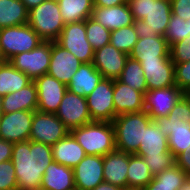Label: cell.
Listing matches in <instances>:
<instances>
[{
    "label": "cell",
    "mask_w": 190,
    "mask_h": 190,
    "mask_svg": "<svg viewBox=\"0 0 190 190\" xmlns=\"http://www.w3.org/2000/svg\"><path fill=\"white\" fill-rule=\"evenodd\" d=\"M28 24V10L21 0H0V29Z\"/></svg>",
    "instance_id": "cell-30"
},
{
    "label": "cell",
    "mask_w": 190,
    "mask_h": 190,
    "mask_svg": "<svg viewBox=\"0 0 190 190\" xmlns=\"http://www.w3.org/2000/svg\"><path fill=\"white\" fill-rule=\"evenodd\" d=\"M37 88L38 108L43 113H56L66 93L67 85L51 75L44 74L34 80Z\"/></svg>",
    "instance_id": "cell-13"
},
{
    "label": "cell",
    "mask_w": 190,
    "mask_h": 190,
    "mask_svg": "<svg viewBox=\"0 0 190 190\" xmlns=\"http://www.w3.org/2000/svg\"><path fill=\"white\" fill-rule=\"evenodd\" d=\"M11 161L15 167L18 190L41 188L45 170L54 161L52 146L30 140L13 143Z\"/></svg>",
    "instance_id": "cell-1"
},
{
    "label": "cell",
    "mask_w": 190,
    "mask_h": 190,
    "mask_svg": "<svg viewBox=\"0 0 190 190\" xmlns=\"http://www.w3.org/2000/svg\"><path fill=\"white\" fill-rule=\"evenodd\" d=\"M92 190H123V188L104 181Z\"/></svg>",
    "instance_id": "cell-47"
},
{
    "label": "cell",
    "mask_w": 190,
    "mask_h": 190,
    "mask_svg": "<svg viewBox=\"0 0 190 190\" xmlns=\"http://www.w3.org/2000/svg\"><path fill=\"white\" fill-rule=\"evenodd\" d=\"M145 95L118 79L113 80V102L115 117L126 113H138L144 111Z\"/></svg>",
    "instance_id": "cell-20"
},
{
    "label": "cell",
    "mask_w": 190,
    "mask_h": 190,
    "mask_svg": "<svg viewBox=\"0 0 190 190\" xmlns=\"http://www.w3.org/2000/svg\"><path fill=\"white\" fill-rule=\"evenodd\" d=\"M103 79L102 74L91 63H82L71 77L67 89L82 97H87Z\"/></svg>",
    "instance_id": "cell-25"
},
{
    "label": "cell",
    "mask_w": 190,
    "mask_h": 190,
    "mask_svg": "<svg viewBox=\"0 0 190 190\" xmlns=\"http://www.w3.org/2000/svg\"><path fill=\"white\" fill-rule=\"evenodd\" d=\"M184 96L190 101V88L184 92Z\"/></svg>",
    "instance_id": "cell-50"
},
{
    "label": "cell",
    "mask_w": 190,
    "mask_h": 190,
    "mask_svg": "<svg viewBox=\"0 0 190 190\" xmlns=\"http://www.w3.org/2000/svg\"><path fill=\"white\" fill-rule=\"evenodd\" d=\"M129 0H93L94 6L113 7L123 3H128Z\"/></svg>",
    "instance_id": "cell-46"
},
{
    "label": "cell",
    "mask_w": 190,
    "mask_h": 190,
    "mask_svg": "<svg viewBox=\"0 0 190 190\" xmlns=\"http://www.w3.org/2000/svg\"><path fill=\"white\" fill-rule=\"evenodd\" d=\"M86 37L93 50L96 51L110 43L111 31L89 17L86 19Z\"/></svg>",
    "instance_id": "cell-36"
},
{
    "label": "cell",
    "mask_w": 190,
    "mask_h": 190,
    "mask_svg": "<svg viewBox=\"0 0 190 190\" xmlns=\"http://www.w3.org/2000/svg\"><path fill=\"white\" fill-rule=\"evenodd\" d=\"M91 18L110 31L134 24L129 3L113 7L94 6Z\"/></svg>",
    "instance_id": "cell-21"
},
{
    "label": "cell",
    "mask_w": 190,
    "mask_h": 190,
    "mask_svg": "<svg viewBox=\"0 0 190 190\" xmlns=\"http://www.w3.org/2000/svg\"><path fill=\"white\" fill-rule=\"evenodd\" d=\"M56 42L74 54L82 63L93 61L95 51L86 37V20L66 23Z\"/></svg>",
    "instance_id": "cell-8"
},
{
    "label": "cell",
    "mask_w": 190,
    "mask_h": 190,
    "mask_svg": "<svg viewBox=\"0 0 190 190\" xmlns=\"http://www.w3.org/2000/svg\"><path fill=\"white\" fill-rule=\"evenodd\" d=\"M55 114L69 131L93 122L86 97L79 96L69 90L64 94Z\"/></svg>",
    "instance_id": "cell-11"
},
{
    "label": "cell",
    "mask_w": 190,
    "mask_h": 190,
    "mask_svg": "<svg viewBox=\"0 0 190 190\" xmlns=\"http://www.w3.org/2000/svg\"><path fill=\"white\" fill-rule=\"evenodd\" d=\"M44 40L29 24L0 29V56L9 61L19 53L35 49Z\"/></svg>",
    "instance_id": "cell-6"
},
{
    "label": "cell",
    "mask_w": 190,
    "mask_h": 190,
    "mask_svg": "<svg viewBox=\"0 0 190 190\" xmlns=\"http://www.w3.org/2000/svg\"><path fill=\"white\" fill-rule=\"evenodd\" d=\"M167 116L190 124V101L183 95Z\"/></svg>",
    "instance_id": "cell-42"
},
{
    "label": "cell",
    "mask_w": 190,
    "mask_h": 190,
    "mask_svg": "<svg viewBox=\"0 0 190 190\" xmlns=\"http://www.w3.org/2000/svg\"><path fill=\"white\" fill-rule=\"evenodd\" d=\"M81 64L82 62L74 54L64 49L56 41H51L49 75L68 85Z\"/></svg>",
    "instance_id": "cell-17"
},
{
    "label": "cell",
    "mask_w": 190,
    "mask_h": 190,
    "mask_svg": "<svg viewBox=\"0 0 190 190\" xmlns=\"http://www.w3.org/2000/svg\"><path fill=\"white\" fill-rule=\"evenodd\" d=\"M63 22L85 21L91 17L94 8L93 0H58Z\"/></svg>",
    "instance_id": "cell-31"
},
{
    "label": "cell",
    "mask_w": 190,
    "mask_h": 190,
    "mask_svg": "<svg viewBox=\"0 0 190 190\" xmlns=\"http://www.w3.org/2000/svg\"><path fill=\"white\" fill-rule=\"evenodd\" d=\"M5 62V60L0 56V67Z\"/></svg>",
    "instance_id": "cell-52"
},
{
    "label": "cell",
    "mask_w": 190,
    "mask_h": 190,
    "mask_svg": "<svg viewBox=\"0 0 190 190\" xmlns=\"http://www.w3.org/2000/svg\"><path fill=\"white\" fill-rule=\"evenodd\" d=\"M180 190H190V178Z\"/></svg>",
    "instance_id": "cell-49"
},
{
    "label": "cell",
    "mask_w": 190,
    "mask_h": 190,
    "mask_svg": "<svg viewBox=\"0 0 190 190\" xmlns=\"http://www.w3.org/2000/svg\"><path fill=\"white\" fill-rule=\"evenodd\" d=\"M13 143L0 138V163L11 160Z\"/></svg>",
    "instance_id": "cell-45"
},
{
    "label": "cell",
    "mask_w": 190,
    "mask_h": 190,
    "mask_svg": "<svg viewBox=\"0 0 190 190\" xmlns=\"http://www.w3.org/2000/svg\"><path fill=\"white\" fill-rule=\"evenodd\" d=\"M34 111H15L0 116V138L16 143L29 140Z\"/></svg>",
    "instance_id": "cell-12"
},
{
    "label": "cell",
    "mask_w": 190,
    "mask_h": 190,
    "mask_svg": "<svg viewBox=\"0 0 190 190\" xmlns=\"http://www.w3.org/2000/svg\"><path fill=\"white\" fill-rule=\"evenodd\" d=\"M41 188L45 190H76L73 168L52 161L45 170Z\"/></svg>",
    "instance_id": "cell-24"
},
{
    "label": "cell",
    "mask_w": 190,
    "mask_h": 190,
    "mask_svg": "<svg viewBox=\"0 0 190 190\" xmlns=\"http://www.w3.org/2000/svg\"><path fill=\"white\" fill-rule=\"evenodd\" d=\"M118 80L124 84H127L131 88L142 92L144 95L148 91L147 82L144 77V71L141 63L130 56L126 60L124 69Z\"/></svg>",
    "instance_id": "cell-34"
},
{
    "label": "cell",
    "mask_w": 190,
    "mask_h": 190,
    "mask_svg": "<svg viewBox=\"0 0 190 190\" xmlns=\"http://www.w3.org/2000/svg\"><path fill=\"white\" fill-rule=\"evenodd\" d=\"M175 164L190 177V146L175 158Z\"/></svg>",
    "instance_id": "cell-44"
},
{
    "label": "cell",
    "mask_w": 190,
    "mask_h": 190,
    "mask_svg": "<svg viewBox=\"0 0 190 190\" xmlns=\"http://www.w3.org/2000/svg\"><path fill=\"white\" fill-rule=\"evenodd\" d=\"M169 55L173 63L190 61V35L170 46Z\"/></svg>",
    "instance_id": "cell-40"
},
{
    "label": "cell",
    "mask_w": 190,
    "mask_h": 190,
    "mask_svg": "<svg viewBox=\"0 0 190 190\" xmlns=\"http://www.w3.org/2000/svg\"><path fill=\"white\" fill-rule=\"evenodd\" d=\"M31 81L25 73L5 61L0 67V97L22 89Z\"/></svg>",
    "instance_id": "cell-32"
},
{
    "label": "cell",
    "mask_w": 190,
    "mask_h": 190,
    "mask_svg": "<svg viewBox=\"0 0 190 190\" xmlns=\"http://www.w3.org/2000/svg\"><path fill=\"white\" fill-rule=\"evenodd\" d=\"M138 61L144 71L148 91L175 86L174 63L170 57Z\"/></svg>",
    "instance_id": "cell-14"
},
{
    "label": "cell",
    "mask_w": 190,
    "mask_h": 190,
    "mask_svg": "<svg viewBox=\"0 0 190 190\" xmlns=\"http://www.w3.org/2000/svg\"><path fill=\"white\" fill-rule=\"evenodd\" d=\"M51 58V41H43L35 49L12 57L9 62L32 81L47 74Z\"/></svg>",
    "instance_id": "cell-7"
},
{
    "label": "cell",
    "mask_w": 190,
    "mask_h": 190,
    "mask_svg": "<svg viewBox=\"0 0 190 190\" xmlns=\"http://www.w3.org/2000/svg\"><path fill=\"white\" fill-rule=\"evenodd\" d=\"M184 93L175 85L147 91L144 98V111L152 120L167 116Z\"/></svg>",
    "instance_id": "cell-15"
},
{
    "label": "cell",
    "mask_w": 190,
    "mask_h": 190,
    "mask_svg": "<svg viewBox=\"0 0 190 190\" xmlns=\"http://www.w3.org/2000/svg\"><path fill=\"white\" fill-rule=\"evenodd\" d=\"M189 176L176 164L154 176L144 190H180Z\"/></svg>",
    "instance_id": "cell-29"
},
{
    "label": "cell",
    "mask_w": 190,
    "mask_h": 190,
    "mask_svg": "<svg viewBox=\"0 0 190 190\" xmlns=\"http://www.w3.org/2000/svg\"><path fill=\"white\" fill-rule=\"evenodd\" d=\"M28 24L44 41H56L65 26L58 2L46 0L29 10Z\"/></svg>",
    "instance_id": "cell-5"
},
{
    "label": "cell",
    "mask_w": 190,
    "mask_h": 190,
    "mask_svg": "<svg viewBox=\"0 0 190 190\" xmlns=\"http://www.w3.org/2000/svg\"><path fill=\"white\" fill-rule=\"evenodd\" d=\"M73 171L76 190H92L104 182L103 156L86 155Z\"/></svg>",
    "instance_id": "cell-18"
},
{
    "label": "cell",
    "mask_w": 190,
    "mask_h": 190,
    "mask_svg": "<svg viewBox=\"0 0 190 190\" xmlns=\"http://www.w3.org/2000/svg\"><path fill=\"white\" fill-rule=\"evenodd\" d=\"M168 140L153 120L144 130L143 142L135 153L140 157L159 156L168 153Z\"/></svg>",
    "instance_id": "cell-28"
},
{
    "label": "cell",
    "mask_w": 190,
    "mask_h": 190,
    "mask_svg": "<svg viewBox=\"0 0 190 190\" xmlns=\"http://www.w3.org/2000/svg\"><path fill=\"white\" fill-rule=\"evenodd\" d=\"M160 131L167 136L169 151L176 158L190 146V124L168 116L154 119Z\"/></svg>",
    "instance_id": "cell-16"
},
{
    "label": "cell",
    "mask_w": 190,
    "mask_h": 190,
    "mask_svg": "<svg viewBox=\"0 0 190 190\" xmlns=\"http://www.w3.org/2000/svg\"><path fill=\"white\" fill-rule=\"evenodd\" d=\"M21 1L24 3L26 9L29 11L32 8L39 6L41 3H43L46 0H21Z\"/></svg>",
    "instance_id": "cell-48"
},
{
    "label": "cell",
    "mask_w": 190,
    "mask_h": 190,
    "mask_svg": "<svg viewBox=\"0 0 190 190\" xmlns=\"http://www.w3.org/2000/svg\"><path fill=\"white\" fill-rule=\"evenodd\" d=\"M153 177L143 157L129 154L127 188L144 189L152 181Z\"/></svg>",
    "instance_id": "cell-33"
},
{
    "label": "cell",
    "mask_w": 190,
    "mask_h": 190,
    "mask_svg": "<svg viewBox=\"0 0 190 190\" xmlns=\"http://www.w3.org/2000/svg\"><path fill=\"white\" fill-rule=\"evenodd\" d=\"M129 153L115 149L103 156L104 181L121 188H127Z\"/></svg>",
    "instance_id": "cell-22"
},
{
    "label": "cell",
    "mask_w": 190,
    "mask_h": 190,
    "mask_svg": "<svg viewBox=\"0 0 190 190\" xmlns=\"http://www.w3.org/2000/svg\"><path fill=\"white\" fill-rule=\"evenodd\" d=\"M175 85L184 93L190 88V61L174 63Z\"/></svg>",
    "instance_id": "cell-41"
},
{
    "label": "cell",
    "mask_w": 190,
    "mask_h": 190,
    "mask_svg": "<svg viewBox=\"0 0 190 190\" xmlns=\"http://www.w3.org/2000/svg\"><path fill=\"white\" fill-rule=\"evenodd\" d=\"M138 41V35L134 24L111 31L110 43L119 51L130 55L134 45Z\"/></svg>",
    "instance_id": "cell-35"
},
{
    "label": "cell",
    "mask_w": 190,
    "mask_h": 190,
    "mask_svg": "<svg viewBox=\"0 0 190 190\" xmlns=\"http://www.w3.org/2000/svg\"><path fill=\"white\" fill-rule=\"evenodd\" d=\"M92 121L112 122L115 118L113 80L103 78L86 97Z\"/></svg>",
    "instance_id": "cell-10"
},
{
    "label": "cell",
    "mask_w": 190,
    "mask_h": 190,
    "mask_svg": "<svg viewBox=\"0 0 190 190\" xmlns=\"http://www.w3.org/2000/svg\"><path fill=\"white\" fill-rule=\"evenodd\" d=\"M38 97L34 81L22 89L2 96L0 99L1 113H12L15 111H37Z\"/></svg>",
    "instance_id": "cell-23"
},
{
    "label": "cell",
    "mask_w": 190,
    "mask_h": 190,
    "mask_svg": "<svg viewBox=\"0 0 190 190\" xmlns=\"http://www.w3.org/2000/svg\"><path fill=\"white\" fill-rule=\"evenodd\" d=\"M190 35V19L184 20L176 15H171L165 33V39L169 47Z\"/></svg>",
    "instance_id": "cell-37"
},
{
    "label": "cell",
    "mask_w": 190,
    "mask_h": 190,
    "mask_svg": "<svg viewBox=\"0 0 190 190\" xmlns=\"http://www.w3.org/2000/svg\"><path fill=\"white\" fill-rule=\"evenodd\" d=\"M143 158L153 176L158 175L165 169L171 168L175 164V158L170 151L162 153L159 156H145Z\"/></svg>",
    "instance_id": "cell-38"
},
{
    "label": "cell",
    "mask_w": 190,
    "mask_h": 190,
    "mask_svg": "<svg viewBox=\"0 0 190 190\" xmlns=\"http://www.w3.org/2000/svg\"><path fill=\"white\" fill-rule=\"evenodd\" d=\"M123 190H144L142 188H124Z\"/></svg>",
    "instance_id": "cell-51"
},
{
    "label": "cell",
    "mask_w": 190,
    "mask_h": 190,
    "mask_svg": "<svg viewBox=\"0 0 190 190\" xmlns=\"http://www.w3.org/2000/svg\"><path fill=\"white\" fill-rule=\"evenodd\" d=\"M70 133L83 147L86 155L105 156L116 149L112 122L93 121L72 129Z\"/></svg>",
    "instance_id": "cell-4"
},
{
    "label": "cell",
    "mask_w": 190,
    "mask_h": 190,
    "mask_svg": "<svg viewBox=\"0 0 190 190\" xmlns=\"http://www.w3.org/2000/svg\"><path fill=\"white\" fill-rule=\"evenodd\" d=\"M169 45L164 36L138 38L130 57L136 60H151L157 57H170Z\"/></svg>",
    "instance_id": "cell-27"
},
{
    "label": "cell",
    "mask_w": 190,
    "mask_h": 190,
    "mask_svg": "<svg viewBox=\"0 0 190 190\" xmlns=\"http://www.w3.org/2000/svg\"><path fill=\"white\" fill-rule=\"evenodd\" d=\"M138 38L165 36L170 17V0H129Z\"/></svg>",
    "instance_id": "cell-2"
},
{
    "label": "cell",
    "mask_w": 190,
    "mask_h": 190,
    "mask_svg": "<svg viewBox=\"0 0 190 190\" xmlns=\"http://www.w3.org/2000/svg\"><path fill=\"white\" fill-rule=\"evenodd\" d=\"M52 155L54 161L73 168L86 156V153L69 132L64 138L52 145Z\"/></svg>",
    "instance_id": "cell-26"
},
{
    "label": "cell",
    "mask_w": 190,
    "mask_h": 190,
    "mask_svg": "<svg viewBox=\"0 0 190 190\" xmlns=\"http://www.w3.org/2000/svg\"><path fill=\"white\" fill-rule=\"evenodd\" d=\"M69 132L56 114L34 111L29 137L30 141L52 146Z\"/></svg>",
    "instance_id": "cell-9"
},
{
    "label": "cell",
    "mask_w": 190,
    "mask_h": 190,
    "mask_svg": "<svg viewBox=\"0 0 190 190\" xmlns=\"http://www.w3.org/2000/svg\"><path fill=\"white\" fill-rule=\"evenodd\" d=\"M146 111L121 114L112 121L116 149L135 154L143 142L144 130L152 122Z\"/></svg>",
    "instance_id": "cell-3"
},
{
    "label": "cell",
    "mask_w": 190,
    "mask_h": 190,
    "mask_svg": "<svg viewBox=\"0 0 190 190\" xmlns=\"http://www.w3.org/2000/svg\"><path fill=\"white\" fill-rule=\"evenodd\" d=\"M171 11L184 20L190 19V0H170Z\"/></svg>",
    "instance_id": "cell-43"
},
{
    "label": "cell",
    "mask_w": 190,
    "mask_h": 190,
    "mask_svg": "<svg viewBox=\"0 0 190 190\" xmlns=\"http://www.w3.org/2000/svg\"><path fill=\"white\" fill-rule=\"evenodd\" d=\"M0 190H18L15 167L11 160L0 163Z\"/></svg>",
    "instance_id": "cell-39"
},
{
    "label": "cell",
    "mask_w": 190,
    "mask_h": 190,
    "mask_svg": "<svg viewBox=\"0 0 190 190\" xmlns=\"http://www.w3.org/2000/svg\"><path fill=\"white\" fill-rule=\"evenodd\" d=\"M129 55L116 49L111 43L94 52L92 64L105 79L116 80L124 69Z\"/></svg>",
    "instance_id": "cell-19"
}]
</instances>
